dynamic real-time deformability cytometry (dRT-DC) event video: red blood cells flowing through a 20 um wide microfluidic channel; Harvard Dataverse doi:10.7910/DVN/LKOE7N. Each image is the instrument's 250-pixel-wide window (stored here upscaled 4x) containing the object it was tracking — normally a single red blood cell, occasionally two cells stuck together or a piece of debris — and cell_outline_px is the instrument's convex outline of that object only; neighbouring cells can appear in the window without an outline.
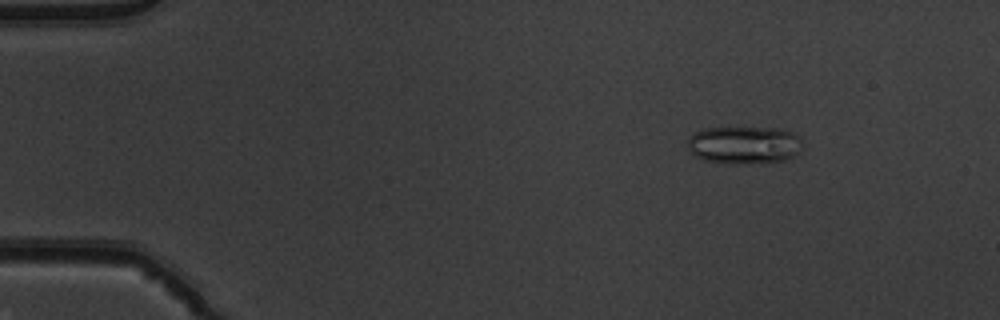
{"species": "common noctule bat (a hibernating species)", "species_latin": "Nyctalus noctula", "temperature_condition": "warm", "stored_images_in_passage": 53, "camera_frame_rate_fps": 3000, "um_per_image_px": 0.085, "animal": {"sex": "male", "body_mass_g": 19.5, "forearm_length_mm": 54.6}, "frame": {"image": 1, "passage_image": 8, "time_ms": 2.333, "image_size_px": [1000, 320], "cell_outline_px": [[800, 140], [796, 152], [792, 156], [784, 160], [736, 164], [724, 164], [704, 160], [696, 156], [688, 148], [688, 140], [696, 132], [704, 128], [776, 128], [788, 132], [796, 136]], "centroid_in_image_um": [63.16, 12.33], "position_along_channel_um": 21.8, "area_um2": 24.57}}
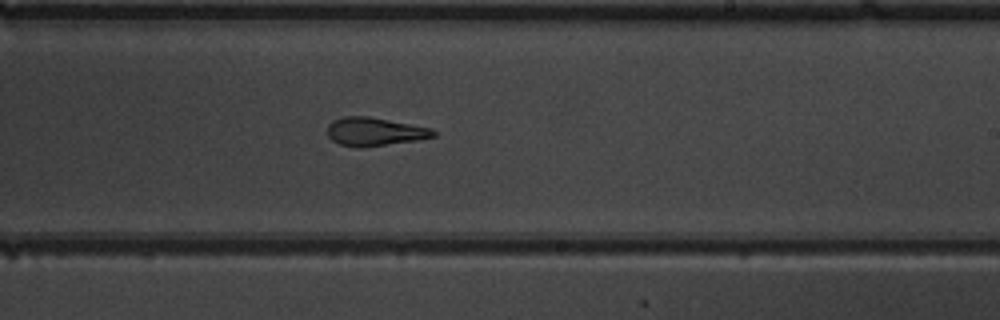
{"frame": {"image": 2, "passage_image": 33, "time_ms": 10.667, "image_size_px": [1000, 320], "cell_outline_px": [[436, 136], [416, 140], [364, 148], [356, 148], [340, 144], [332, 140], [328, 136], [328, 124], [332, 120], [344, 116], [368, 116], [432, 128], [436, 132]], "centroid_in_image_um": [31.83, 11.2], "position_along_channel_um": 257.2, "area_um2": 17.63}}
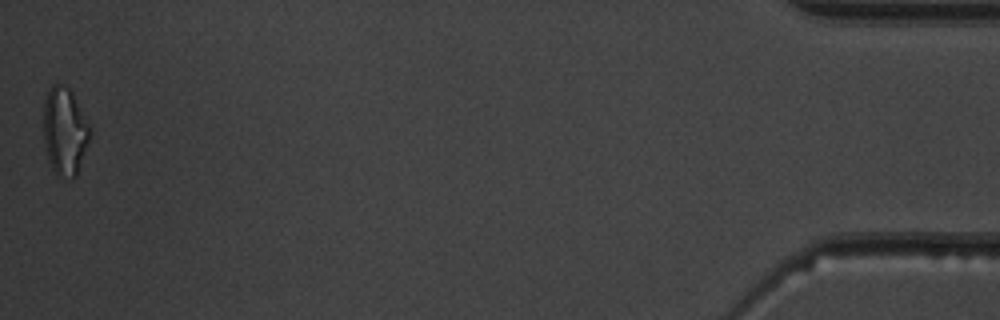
{"frame": {"image": 3, "passage_image": 53, "time_ms": 17.333, "image_size_px": [1000, 320], "cell_outline_px": [[92, 132], [76, 176], [56, 176], [48, 160], [44, 140], [44, 100], [52, 84], [60, 84], [68, 88], [72, 92], [92, 128]], "centroid_in_image_um": [5.51, 11.14], "position_along_channel_um": 429.7, "area_um2": 23.64}, "authors_computed_cell_mechanics": {"area_um2": 18.9584, "velocity_mm_per_s": 3.9244, "shape_relaxation_time_tau1_ms": 7.8872, "shape_relaxation_time_tau2_ms": 2.7482, "deformation_change_tau1": 0.2238, "deformation_change_tau2": 0.1228}}